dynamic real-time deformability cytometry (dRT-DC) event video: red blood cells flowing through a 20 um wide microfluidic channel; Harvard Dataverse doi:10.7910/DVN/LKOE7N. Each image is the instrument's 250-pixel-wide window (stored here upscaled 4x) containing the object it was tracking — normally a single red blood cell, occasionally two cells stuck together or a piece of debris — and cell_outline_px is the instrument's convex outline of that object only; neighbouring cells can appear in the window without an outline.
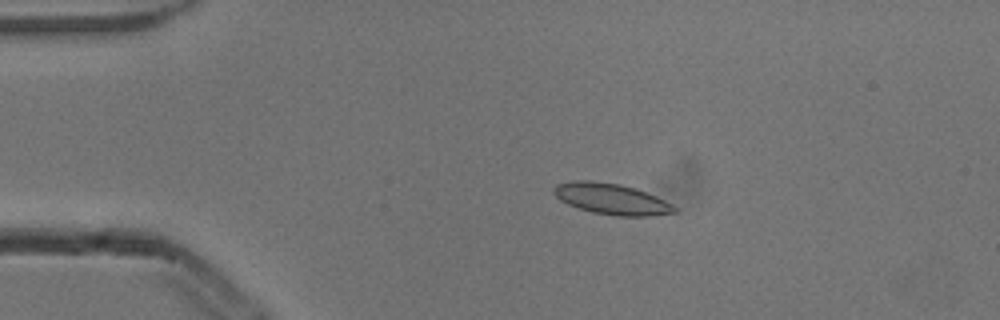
{"species": "common noctule bat (a hibernating species)", "species_latin": "Nyctalus noctula", "temperature_condition": "cold", "stored_images_in_passage": 5, "camera_frame_rate_fps": 3000, "um_per_image_px": 0.085, "animal": {"sex": "male", "body_mass_g": 13.3}, "frame": {"image": 1, "passage_image": 3, "time_ms": 0.667, "image_size_px": [1000, 320], "cell_outline_px": [[680, 208], [676, 212], [652, 216], [616, 216], [592, 212], [568, 204], [560, 200], [552, 192], [552, 188], [556, 184], [572, 180], [592, 180], [620, 184], [636, 188], [656, 196]], "centroid_in_image_um": [51.98, 16.9], "position_along_channel_um": 33.0, "area_um2": 22.02}}
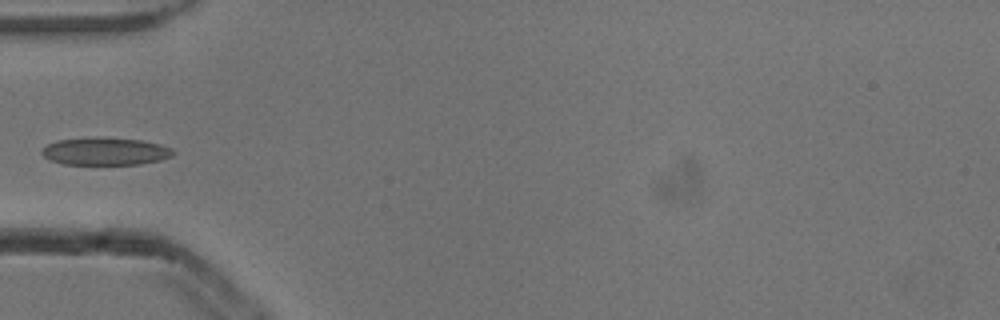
{"frame": {"image": 2, "passage_image": 5, "time_ms": 1.333, "image_size_px": [1000, 320], "cell_outline_px": [[176, 152], [172, 156], [160, 160], [140, 164], [64, 164], [52, 160], [44, 156], [40, 152], [48, 144], [56, 140], [100, 136], [104, 136], [140, 140], [160, 144], [172, 148]], "centroid_in_image_um": [8.98, 12.84], "position_along_channel_um": 76.0, "area_um2": 21.27}}